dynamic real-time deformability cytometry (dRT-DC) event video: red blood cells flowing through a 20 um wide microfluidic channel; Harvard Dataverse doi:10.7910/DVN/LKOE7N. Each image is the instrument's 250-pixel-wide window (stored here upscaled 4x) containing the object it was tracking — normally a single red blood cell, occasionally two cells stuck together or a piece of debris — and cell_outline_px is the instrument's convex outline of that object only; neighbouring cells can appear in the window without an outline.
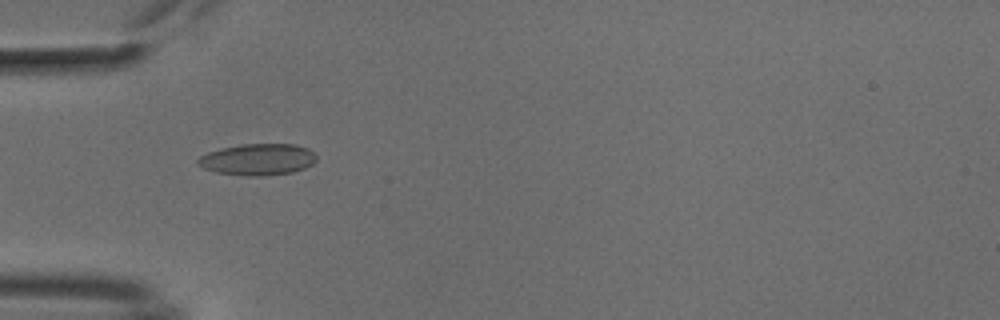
{"species": "common noctule bat (a hibernating species)", "species_latin": "Nyctalus noctula", "temperature_condition": "cold", "stored_images_in_passage": 45, "camera_frame_rate_fps": 3000, "um_per_image_px": 0.085, "animal": {"sex": "male", "body_mass_g": 18.8}, "frame": {"image": 1, "passage_image": 9, "time_ms": 2.667, "image_size_px": [1000, 320], "cell_outline_px": [[316, 160], [312, 164], [304, 168], [292, 172], [264, 176], [248, 176], [216, 172], [204, 168], [196, 164], [196, 160], [200, 156], [208, 152], [220, 148], [240, 144], [296, 144], [308, 148], [316, 152]], "centroid_in_image_um": [21.92, 13.54], "position_along_channel_um": 63.1, "area_um2": 21.96}}
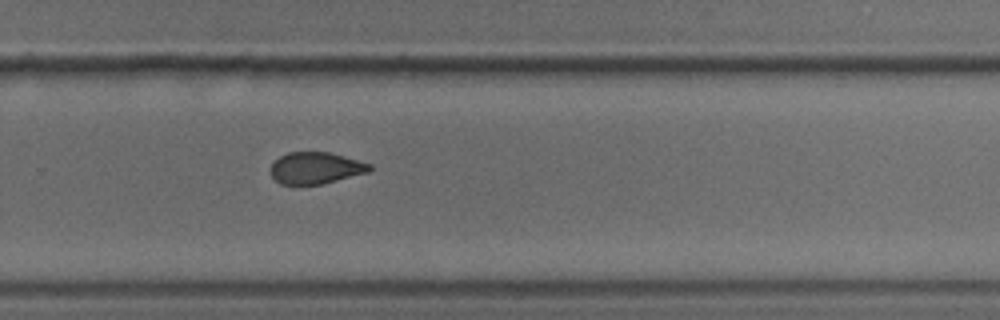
{"frame": {"image": 2, "passage_image": 28, "time_ms": 9.0, "image_size_px": [1000, 320], "cell_outline_px": [[372, 168], [368, 172], [320, 184], [280, 184], [272, 176], [268, 168], [280, 156], [288, 152], [328, 152], [344, 156], [372, 164]], "centroid_in_image_um": [26.81, 14.27], "position_along_channel_um": 303.0, "area_um2": 18.15}}
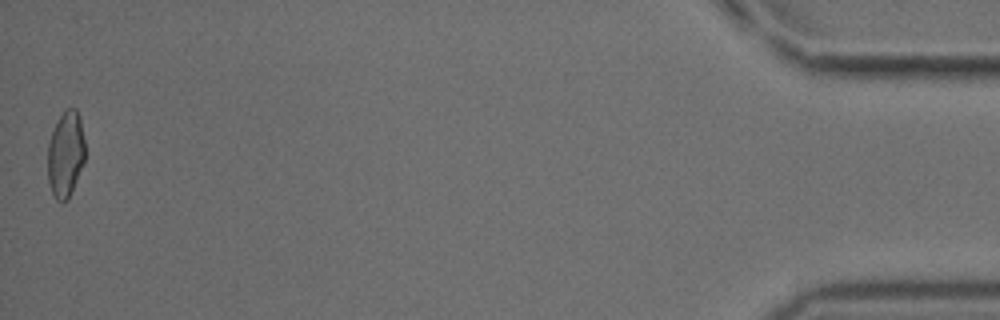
{"frame": {"image": 3, "passage_image": 45, "time_ms": 14.667, "image_size_px": [1000, 320], "cell_outline_px": [[84, 160], [68, 200], [56, 200], [52, 192], [48, 180], [48, 144], [52, 132], [60, 116], [68, 108], [76, 108], [80, 116], [84, 140]], "centroid_in_image_um": [5.58, 13.09], "position_along_channel_um": 429.6, "area_um2": 18.38}, "authors_computed_cell_mechanics": {"area_um2": 19.363, "velocity_mm_per_s": 3.8131, "shape_relaxation_time_tau1_ms": null, "shape_relaxation_time_tau2_ms": 2.7809, "deformation_change_tau1": null, "deformation_change_tau2": 0.0751}}